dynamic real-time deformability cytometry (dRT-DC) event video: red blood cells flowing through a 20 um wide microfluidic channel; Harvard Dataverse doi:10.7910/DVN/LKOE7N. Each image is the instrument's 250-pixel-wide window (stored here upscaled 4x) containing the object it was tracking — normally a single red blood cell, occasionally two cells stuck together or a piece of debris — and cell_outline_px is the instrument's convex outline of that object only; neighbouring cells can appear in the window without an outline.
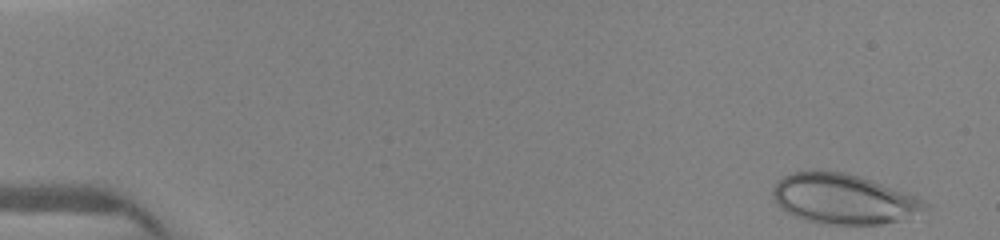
{"species": "human", "species_latin": "Homo sapiens", "temperature_condition": "warm", "stored_images_in_passage": 30, "camera_frame_rate_fps": 3000, "um_per_image_px": 0.085, "donor": {"sex": "female"}, "frame": {"image": 1, "passage_image": 1, "time_ms": 0.0, "image_size_px": [1000, 240], "cell_outline_px": [[928, 208], [896, 220], [880, 224], [824, 224], [804, 220], [780, 208], [776, 204], [772, 196], [772, 188], [776, 180], [784, 176], [796, 172], [848, 172], [860, 176], [912, 196], [928, 204]], "centroid_in_image_um": [71.58, 16.91], "position_along_channel_um": 13.4, "area_um2": 43.29}}